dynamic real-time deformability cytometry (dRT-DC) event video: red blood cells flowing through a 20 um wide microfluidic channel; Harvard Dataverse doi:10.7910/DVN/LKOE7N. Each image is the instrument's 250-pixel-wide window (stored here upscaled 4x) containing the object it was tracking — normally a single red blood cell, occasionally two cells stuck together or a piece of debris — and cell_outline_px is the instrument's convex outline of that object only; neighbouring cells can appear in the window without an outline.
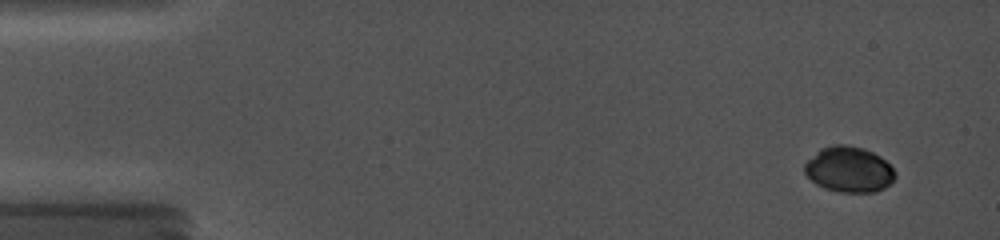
{"species": "common noctule bat (a hibernating species)", "species_latin": "Nyctalus noctula", "temperature_condition": "cold", "stored_images_in_passage": 57, "camera_frame_rate_fps": 5000, "um_per_image_px": 0.085, "animal": {"sex": "female", "body_mass_g": 19.0, "forearm_length_mm": 56.7}, "frame": {"image": 1, "passage_image": 6, "time_ms": 1.2, "image_size_px": [1000, 240], "cell_outline_px": [[896, 176], [884, 188], [876, 192], [840, 192], [824, 188], [816, 184], [804, 172], [804, 164], [820, 148], [832, 144], [844, 144], [864, 148], [880, 156], [896, 172]], "centroid_in_image_um": [72.15, 14.39], "position_along_channel_um": 12.9, "area_um2": 24.04}}
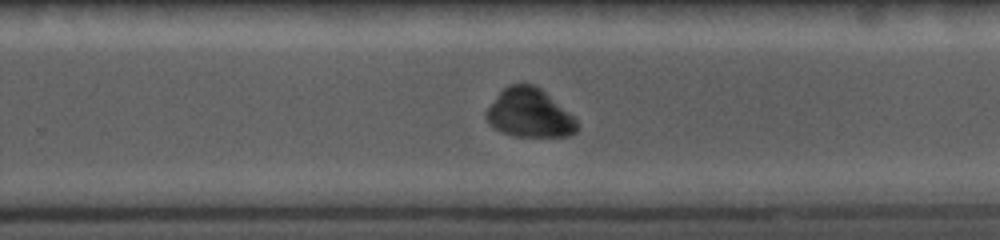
{"frame": {"image": 2, "passage_image": 42, "time_ms": 11.6, "image_size_px": [1000, 240], "cell_outline_px": [[576, 132], [568, 136], [512, 136], [500, 132], [484, 116], [488, 108], [496, 96], [508, 84], [536, 84], [576, 116]], "centroid_in_image_um": [45.03, 9.6], "position_along_channel_um": 284.8, "area_um2": 25.89}}
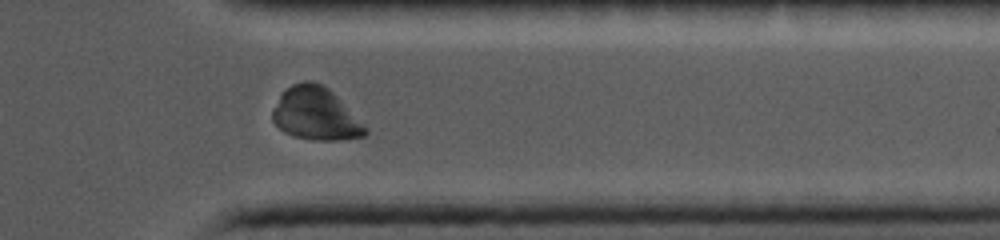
{"frame": {"image": 3, "passage_image": 53, "time_ms": 14.2, "image_size_px": [1000, 240], "cell_outline_px": [[368, 132], [364, 136], [340, 140], [312, 140], [292, 136], [284, 132], [272, 120], [272, 112], [284, 88], [292, 84], [304, 80], [312, 80], [324, 84], [368, 128]], "centroid_in_image_um": [26.82, 9.67], "position_along_channel_um": 384.6, "area_um2": 28.55}}